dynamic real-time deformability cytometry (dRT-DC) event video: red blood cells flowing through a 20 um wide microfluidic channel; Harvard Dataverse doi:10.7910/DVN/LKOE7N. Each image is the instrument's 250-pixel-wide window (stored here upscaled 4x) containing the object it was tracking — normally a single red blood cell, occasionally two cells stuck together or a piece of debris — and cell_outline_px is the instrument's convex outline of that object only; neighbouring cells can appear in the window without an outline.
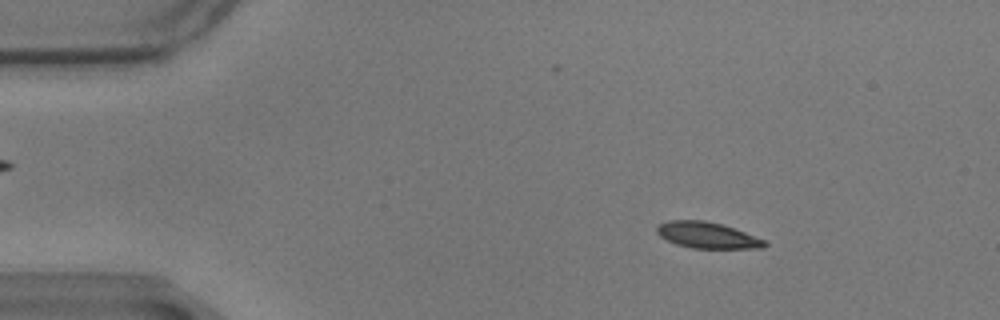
{"species": "common noctule bat (a hibernating species)", "species_latin": "Nyctalus noctula", "temperature_condition": "warm", "stored_images_in_passage": 58, "camera_frame_rate_fps": 3000, "um_per_image_px": 0.085, "animal": {"sex": "male", "body_mass_g": 17.9}, "frame": {"image": 1, "passage_image": 8, "time_ms": 2.333, "image_size_px": [1000, 320], "cell_outline_px": [[768, 244], [764, 248], [692, 248], [676, 244], [660, 236], [656, 232], [656, 228], [660, 224], [668, 220], [704, 220], [720, 224], [744, 232], [764, 240]], "centroid_in_image_um": [60.09, 19.99], "position_along_channel_um": 24.9, "area_um2": 16.18}}
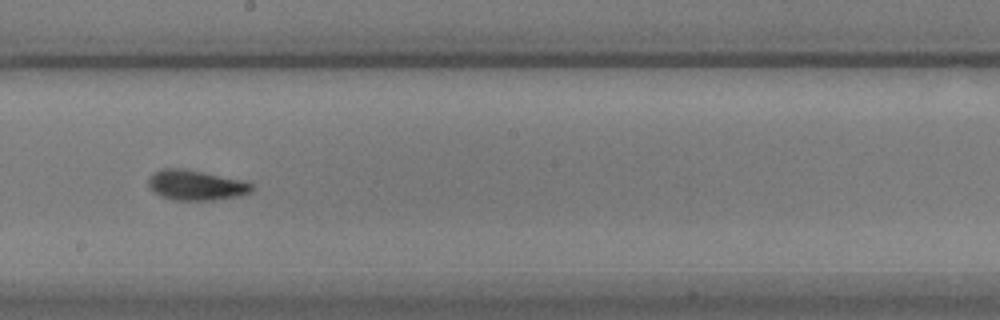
{"frame": {"image": 2, "passage_image": 32, "time_ms": 10.333, "image_size_px": [1000, 320], "cell_outline_px": [[252, 192], [240, 196], [212, 200], [172, 200], [160, 196], [148, 184], [148, 176], [152, 172], [160, 168], [184, 168], [204, 172], [240, 180], [252, 184]], "centroid_in_image_um": [16.61, 15.73], "position_along_channel_um": 231.6, "area_um2": 18.21}}
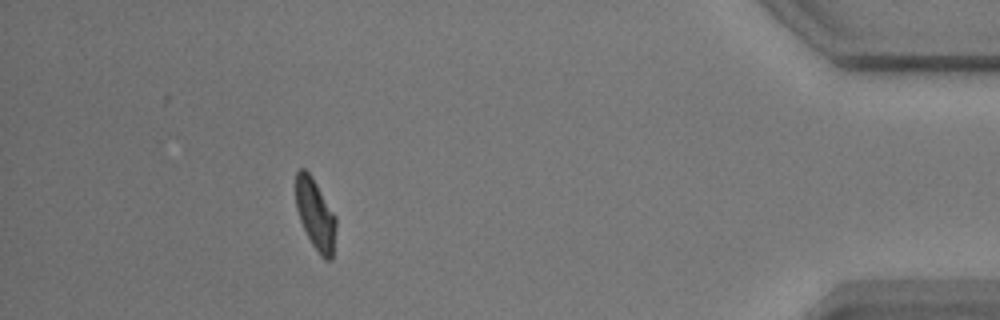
{"frame": {"image": 3, "passage_image": 52, "time_ms": 17.0, "image_size_px": [1000, 320], "cell_outline_px": [[336, 228], [332, 260], [324, 260], [320, 256], [312, 244], [300, 220], [296, 208], [296, 172], [300, 168], [304, 168], [312, 176], [336, 216]], "centroid_in_image_um": [26.82, 18.23], "position_along_channel_um": 408.4, "area_um2": 16.59}, "authors_computed_cell_mechanics": {"area_um2": 17.0799, "velocity_mm_per_s": 3.4559, "shape_relaxation_time_tau1_ms": 4.2539, "shape_relaxation_time_tau2_ms": 1.4492, "deformation_change_tau1": 0.1596, "deformation_change_tau2": 0.0656}}